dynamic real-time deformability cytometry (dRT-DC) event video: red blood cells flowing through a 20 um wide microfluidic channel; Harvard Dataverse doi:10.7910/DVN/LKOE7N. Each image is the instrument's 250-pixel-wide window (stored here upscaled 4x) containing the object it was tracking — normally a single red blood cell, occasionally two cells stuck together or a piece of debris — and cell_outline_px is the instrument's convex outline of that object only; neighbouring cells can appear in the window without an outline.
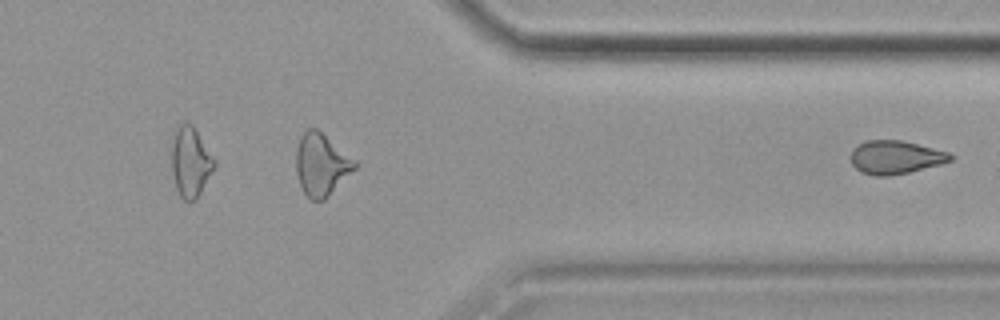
{"species": "common noctule bat (a hibernating species)", "species_latin": "Nyctalus noctula", "temperature_condition": "cold", "stored_images_in_passage": 28, "camera_frame_rate_fps": 3000, "um_per_image_px": 0.085, "animal": {"sex": "female", "body_mass_g": 19.9}, "frame": {"image": 1, "passage_image": 28, "time_ms": 9.0, "image_size_px": [1000, 320], "cell_outline_px": [[956, 156], [952, 160], [940, 164], [908, 172], [888, 176], [876, 176], [860, 172], [852, 164], [852, 148], [868, 140], [900, 140], [948, 152]], "centroid_in_image_um": [76.12, 13.37], "position_along_channel_um": 335.3, "area_um2": 19.13}}